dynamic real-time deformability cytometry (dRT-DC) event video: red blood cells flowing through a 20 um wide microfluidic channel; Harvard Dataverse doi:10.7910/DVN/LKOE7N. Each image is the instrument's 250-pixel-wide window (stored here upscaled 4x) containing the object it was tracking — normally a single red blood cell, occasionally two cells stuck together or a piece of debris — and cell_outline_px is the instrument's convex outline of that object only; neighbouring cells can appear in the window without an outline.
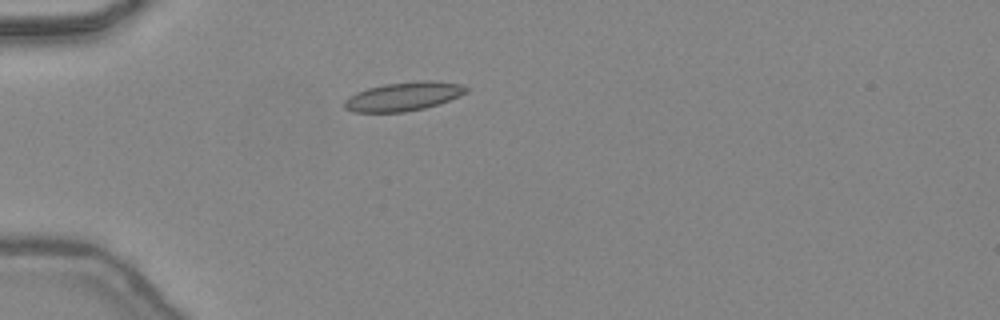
{"species": "common noctule bat (a hibernating species)", "species_latin": "Nyctalus noctula", "temperature_condition": "warm", "stored_images_in_passage": 34, "camera_frame_rate_fps": 3000, "um_per_image_px": 0.085, "animal": {"sex": "female", "body_mass_g": 24.6, "forearm_length_mm": 56.2}, "frame": {"image": 1, "passage_image": 1, "time_ms": 0.0, "image_size_px": [1000, 320], "cell_outline_px": [[468, 92], [460, 96], [424, 108], [404, 112], [352, 112], [344, 108], [344, 100], [348, 96], [356, 92], [368, 88], [384, 84], [420, 80], [428, 80], [460, 84], [468, 88]], "centroid_in_image_um": [34.26, 8.19], "position_along_channel_um": 50.7, "area_um2": 20.4}}
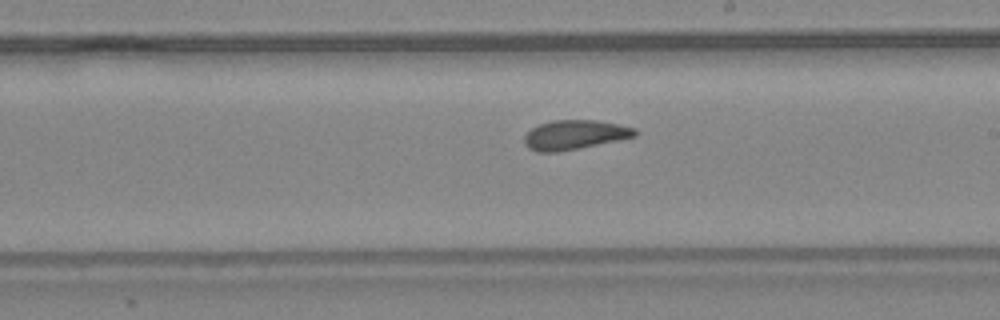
{"frame": {"image": 2, "passage_image": 15, "time_ms": 4.667, "image_size_px": [1000, 320], "cell_outline_px": [[636, 136], [556, 152], [536, 152], [528, 148], [524, 144], [524, 136], [532, 128], [540, 124], [552, 120], [596, 120], [636, 128]], "centroid_in_image_um": [48.79, 11.45], "position_along_channel_um": 240.2, "area_um2": 18.61}}
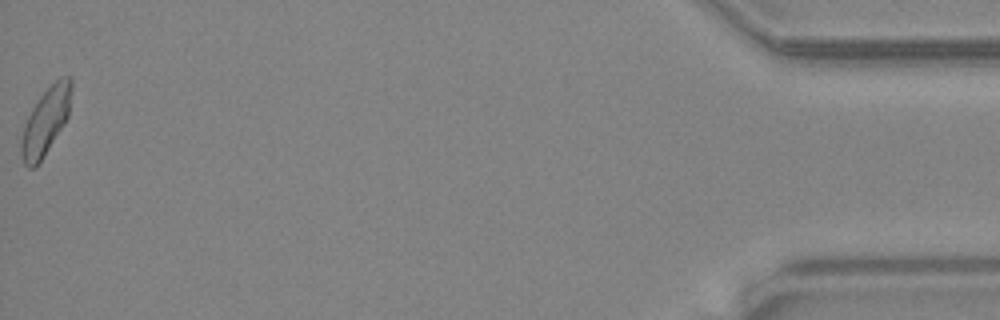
{"frame": {"image": 3, "passage_image": 34, "time_ms": 11.0, "image_size_px": [1000, 320], "cell_outline_px": [[72, 88], [68, 116], [64, 124], [44, 156], [36, 168], [28, 168], [24, 164], [20, 156], [20, 140], [24, 124], [32, 108], [40, 96], [60, 76], [72, 76]], "centroid_in_image_um": [3.87, 10.33], "position_along_channel_um": 431.3, "area_um2": 19.71}, "authors_computed_cell_mechanics": {"area_um2": 19.074, "velocity_mm_per_s": 4.4561, "shape_relaxation_time_tau1_ms": 5.2882, "shape_relaxation_time_tau2_ms": 1.771, "deformation_change_tau1": 0.1385, "deformation_change_tau2": 0.0852}}